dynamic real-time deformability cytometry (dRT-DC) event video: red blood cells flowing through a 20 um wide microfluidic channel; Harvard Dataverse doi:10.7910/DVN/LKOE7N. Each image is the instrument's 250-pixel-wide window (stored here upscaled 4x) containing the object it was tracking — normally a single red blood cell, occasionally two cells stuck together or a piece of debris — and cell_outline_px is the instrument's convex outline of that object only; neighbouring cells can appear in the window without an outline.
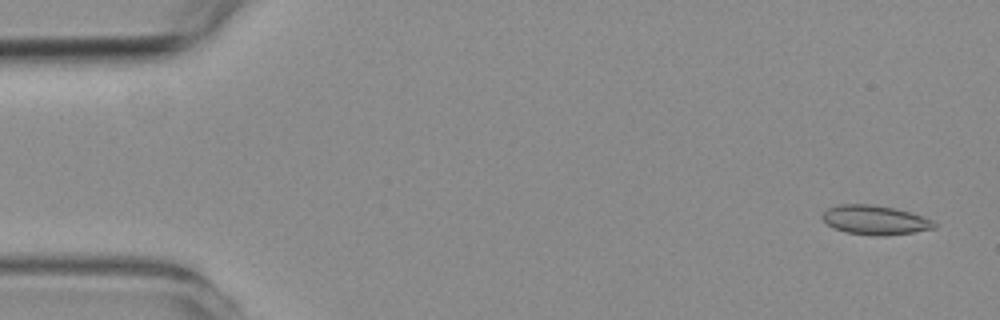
{"species": "common noctule bat (a hibernating species)", "species_latin": "Nyctalus noctula", "temperature_condition": "room temperature", "stored_images_in_passage": 7, "camera_frame_rate_fps": 3000, "um_per_image_px": 0.085, "animal": {"sex": "female", "body_mass_g": 19.3, "forearm_length_mm": 54.1}, "frame": {"image": 1, "passage_image": 3, "time_ms": 0.667, "image_size_px": [1000, 320], "cell_outline_px": [[936, 228], [912, 232], [884, 236], [876, 236], [848, 232], [836, 228], [828, 224], [820, 216], [828, 208], [840, 204], [868, 204], [892, 208], [908, 212], [932, 220], [936, 224]], "centroid_in_image_um": [74.36, 18.7], "position_along_channel_um": 10.6, "area_um2": 18.67}}